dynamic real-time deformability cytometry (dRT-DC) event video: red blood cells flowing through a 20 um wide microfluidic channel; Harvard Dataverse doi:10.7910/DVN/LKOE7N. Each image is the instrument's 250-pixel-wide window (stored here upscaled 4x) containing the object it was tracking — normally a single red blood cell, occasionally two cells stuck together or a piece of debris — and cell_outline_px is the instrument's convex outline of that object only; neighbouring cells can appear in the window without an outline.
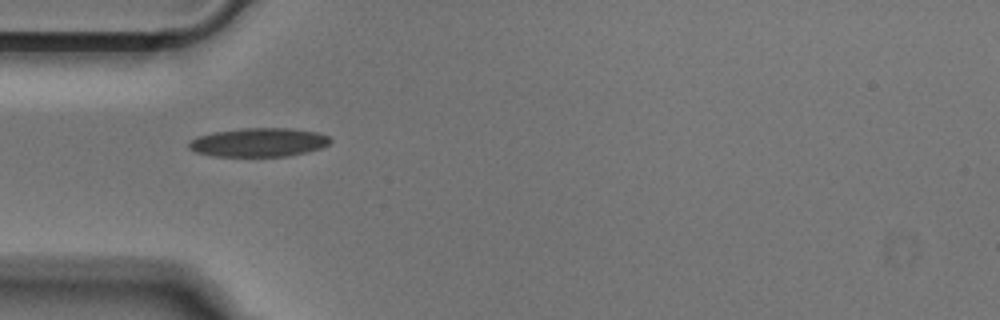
{"species": "Egyptian fruit bat (a non-hibernating species)", "species_latin": "Rousettus aegyptiacus", "temperature_condition": "cold", "stored_images_in_passage": 33, "camera_frame_rate_fps": 3000, "um_per_image_px": 0.085, "animal": {"sex": "male"}, "frame": {"image": 1, "passage_image": 1, "time_ms": 0.0, "image_size_px": [1000, 320], "cell_outline_px": [[332, 140], [328, 144], [320, 148], [308, 152], [288, 156], [212, 156], [196, 152], [188, 148], [188, 144], [196, 136], [216, 132], [244, 128], [288, 128], [316, 132], [328, 136]], "centroid_in_image_um": [21.99, 12.1], "position_along_channel_um": 63.0, "area_um2": 23.58}}
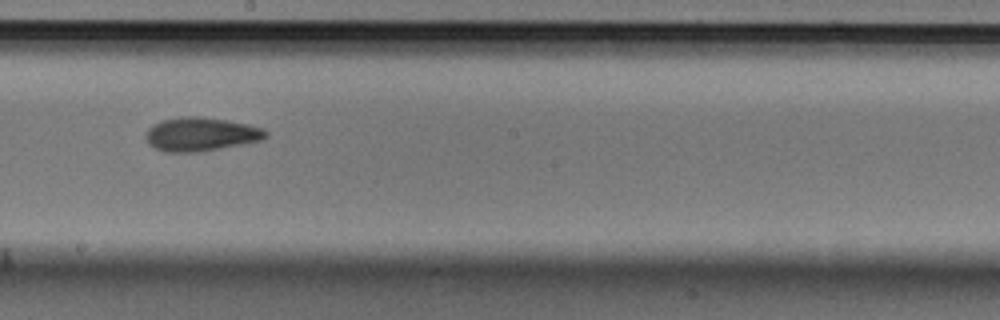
{"frame": {"image": 2, "passage_image": 14, "time_ms": 4.333, "image_size_px": [1000, 320], "cell_outline_px": [[268, 136], [260, 140], [200, 152], [164, 152], [152, 148], [148, 144], [144, 136], [148, 128], [152, 124], [164, 120], [184, 116], [196, 116], [228, 120], [248, 124], [264, 128], [268, 132]], "centroid_in_image_um": [17.03, 11.41], "position_along_channel_um": 231.2, "area_um2": 23.7}}
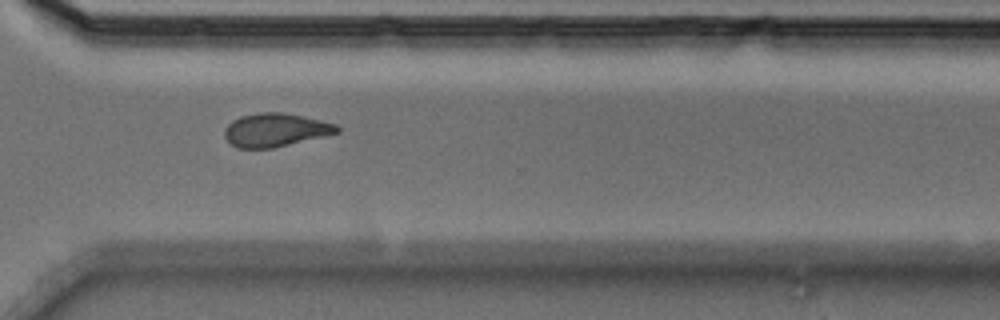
{"frame": {"image": 3, "passage_image": 23, "time_ms": 7.333, "image_size_px": [1000, 320], "cell_outline_px": [[340, 132], [324, 136], [272, 148], [236, 148], [224, 136], [224, 128], [232, 120], [240, 116], [260, 112], [280, 112], [320, 120], [336, 124], [340, 128]], "centroid_in_image_um": [23.38, 11.04], "position_along_channel_um": 347.2, "area_um2": 21.73}}